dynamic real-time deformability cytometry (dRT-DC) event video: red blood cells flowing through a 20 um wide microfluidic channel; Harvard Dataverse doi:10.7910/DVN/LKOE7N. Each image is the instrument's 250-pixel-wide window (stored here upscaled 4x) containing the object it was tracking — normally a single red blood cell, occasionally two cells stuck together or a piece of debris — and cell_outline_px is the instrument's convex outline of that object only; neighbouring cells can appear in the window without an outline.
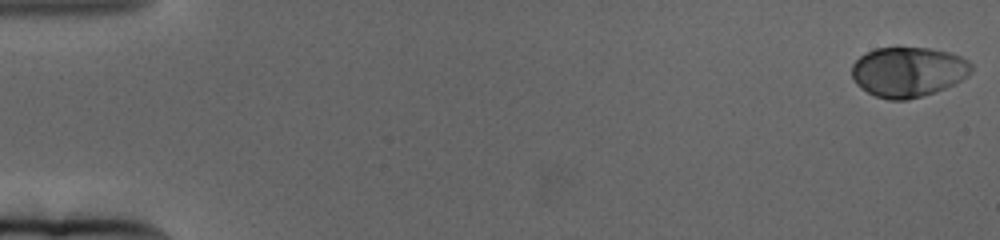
{"species": "human", "species_latin": "Homo sapiens", "temperature_condition": "cold", "stored_images_in_passage": 66, "camera_frame_rate_fps": 3000, "um_per_image_px": 0.085, "donor": {"sex": "female"}, "frame": {"image": 1, "passage_image": 1, "time_ms": 0.0, "image_size_px": [1000, 240], "cell_outline_px": [[972, 72], [968, 76], [936, 92], [908, 100], [888, 100], [876, 96], [860, 88], [856, 84], [852, 76], [852, 64], [864, 52], [876, 48], [928, 48], [948, 52], [960, 56], [968, 60], [972, 64]], "centroid_in_image_um": [77.18, 6.11], "position_along_channel_um": 7.8, "area_um2": 34.91}}
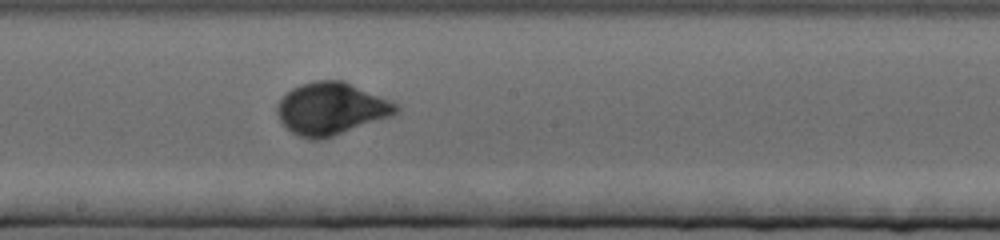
{"frame": {"image": 2, "passage_image": 37, "time_ms": 12.0, "image_size_px": [1000, 240], "cell_outline_px": [[400, 112], [392, 116], [320, 140], [308, 140], [292, 132], [280, 120], [276, 112], [276, 108], [280, 100], [292, 88], [300, 84], [316, 80], [344, 80], [400, 104]], "centroid_in_image_um": [28.19, 9.23], "position_along_channel_um": 220.0, "area_um2": 36.3}}
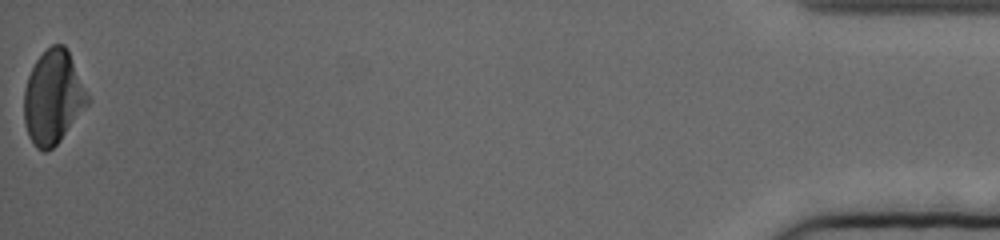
{"frame": {"image": 3, "passage_image": 66, "time_ms": 21.667, "image_size_px": [1000, 240], "cell_outline_px": [[92, 100], [60, 140], [52, 148], [44, 152], [36, 148], [28, 136], [24, 124], [24, 88], [28, 76], [36, 60], [52, 44], [64, 44], [68, 48]], "centroid_in_image_um": [4.53, 8.26], "position_along_channel_um": 430.7, "area_um2": 35.08}, "authors_computed_cell_mechanics": {"area_um2": 34.5066, "velocity_mm_per_s": 3.1081, "shape_relaxation_time_tau1_ms": 3.7757, "shape_relaxation_time_tau2_ms": null, "deformation_change_tau1": 0.1887, "deformation_change_tau2": null}}